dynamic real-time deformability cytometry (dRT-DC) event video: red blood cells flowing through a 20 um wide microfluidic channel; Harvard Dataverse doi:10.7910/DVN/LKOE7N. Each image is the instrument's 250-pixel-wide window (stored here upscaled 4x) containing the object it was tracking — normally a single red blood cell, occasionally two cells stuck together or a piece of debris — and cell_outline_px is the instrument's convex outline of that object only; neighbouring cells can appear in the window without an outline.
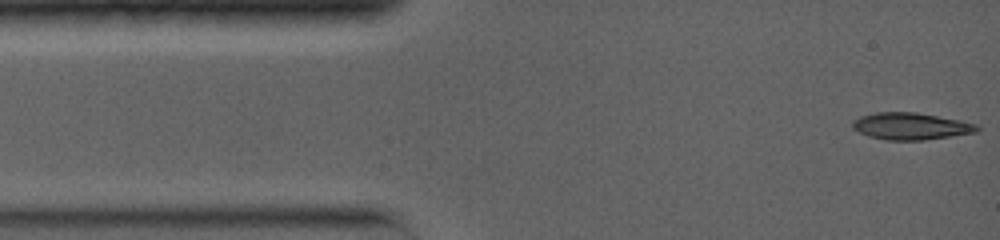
{"species": "common noctule bat (a hibernating species)", "species_latin": "Nyctalus noctula", "temperature_condition": "warm", "stored_images_in_passage": 32, "camera_frame_rate_fps": 5000, "um_per_image_px": 0.085, "animal": {"sex": "female", "body_mass_g": 19.0, "forearm_length_mm": 56.7}, "frame": {"image": 1, "passage_image": 1, "time_ms": 0.0, "image_size_px": [1000, 240], "cell_outline_px": [[980, 128], [976, 132], [924, 140], [888, 140], [868, 136], [852, 128], [852, 120], [860, 116], [876, 112], [916, 112], [960, 120], [976, 124]], "centroid_in_image_um": [77.39, 10.72], "position_along_channel_um": 7.6, "area_um2": 19.48}}
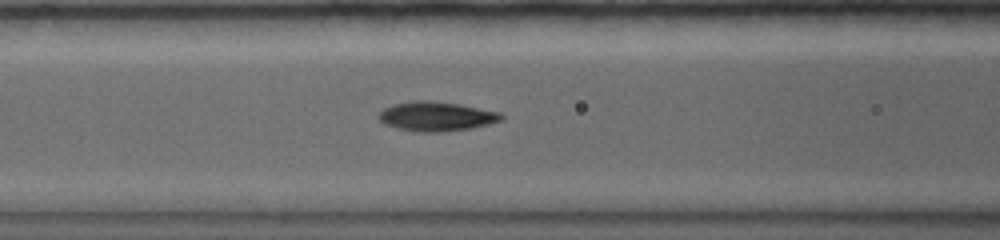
{"frame": {"image": 2, "passage_image": 13, "time_ms": 4.8, "image_size_px": [1000, 240], "cell_outline_px": [[504, 116], [500, 120], [488, 124], [472, 128], [440, 132], [420, 132], [396, 128], [384, 124], [376, 116], [384, 108], [392, 104], [412, 100], [428, 100], [456, 104], [500, 112]], "centroid_in_image_um": [37.03, 9.89], "position_along_channel_um": 129.6, "area_um2": 20.92}}
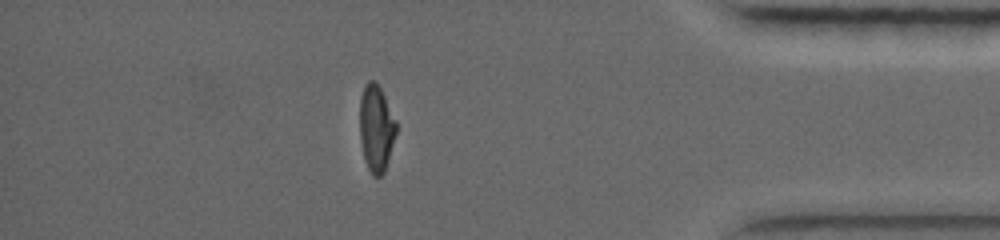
{"frame": {"image": 3, "passage_image": 29, "time_ms": 12.4, "image_size_px": [1000, 240], "cell_outline_px": [[396, 132], [388, 160], [384, 172], [380, 176], [372, 176], [364, 160], [360, 140], [360, 96], [364, 84], [368, 80], [376, 80], [396, 120]], "centroid_in_image_um": [31.96, 10.88], "position_along_channel_um": 403.2, "area_um2": 18.44}, "authors_computed_cell_mechanics": {"area_um2": 19.8832, "velocity_mm_per_s": 4.0514, "shape_relaxation_time_tau1_ms": 8.2602, "shape_relaxation_time_tau2_ms": 1.3039, "deformation_change_tau1": 0.3055, "deformation_change_tau2": 0.0519}}